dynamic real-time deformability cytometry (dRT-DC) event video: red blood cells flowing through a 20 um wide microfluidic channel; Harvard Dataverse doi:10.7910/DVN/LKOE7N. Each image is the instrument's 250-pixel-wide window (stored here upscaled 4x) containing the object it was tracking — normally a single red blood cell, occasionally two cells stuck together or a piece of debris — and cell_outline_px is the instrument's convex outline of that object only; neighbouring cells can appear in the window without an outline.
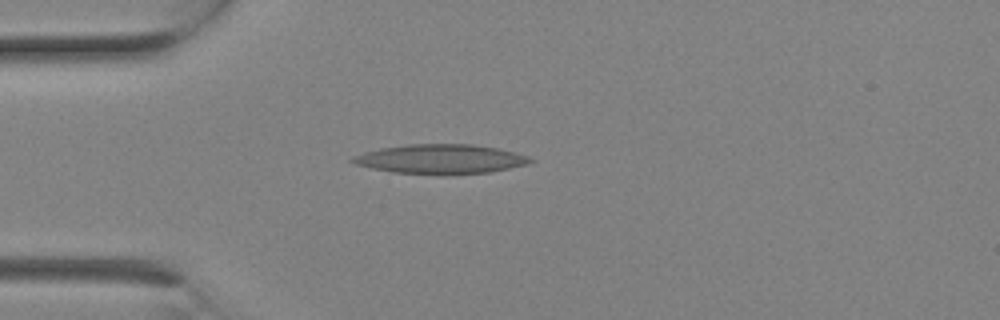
{"species": "Egyptian fruit bat (a non-hibernating species)", "species_latin": "Rousettus aegyptiacus", "temperature_condition": "room temperature", "stored_images_in_passage": 2, "camera_frame_rate_fps": 3000, "um_per_image_px": 0.085, "animal": {"sex": "female"}, "frame": {"image": 1, "passage_image": 2, "time_ms": 0.333, "image_size_px": [1000, 320], "cell_outline_px": [[536, 160], [528, 164], [488, 172], [392, 172], [372, 168], [356, 164], [348, 160], [352, 156], [364, 152], [380, 148], [408, 144], [472, 144], [496, 148], [516, 152], [528, 156]], "centroid_in_image_um": [37.44, 13.48], "position_along_channel_um": 47.6, "area_um2": 29.48}}